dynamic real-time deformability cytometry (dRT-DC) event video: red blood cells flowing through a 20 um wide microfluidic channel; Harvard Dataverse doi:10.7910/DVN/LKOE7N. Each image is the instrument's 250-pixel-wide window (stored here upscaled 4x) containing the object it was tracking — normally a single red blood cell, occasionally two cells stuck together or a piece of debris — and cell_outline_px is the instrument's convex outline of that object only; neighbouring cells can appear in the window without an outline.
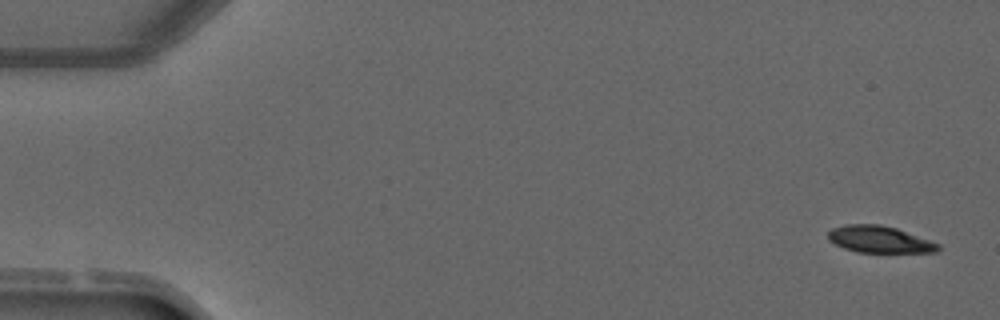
{"species": "common noctule bat (a hibernating species)", "species_latin": "Nyctalus noctula", "temperature_condition": "warm", "stored_images_in_passage": 4, "camera_frame_rate_fps": 3000, "um_per_image_px": 0.085, "animal": {"sex": "male", "forearm_length_mm": 52.5}, "frame": {"image": 1, "passage_image": 1, "time_ms": 0.0, "image_size_px": [1000, 320], "cell_outline_px": [[940, 252], [856, 252], [844, 248], [828, 240], [828, 232], [832, 228], [844, 224], [880, 224], [896, 228], [940, 244]], "centroid_in_image_um": [74.74, 20.34], "position_along_channel_um": 10.3, "area_um2": 17.17}}